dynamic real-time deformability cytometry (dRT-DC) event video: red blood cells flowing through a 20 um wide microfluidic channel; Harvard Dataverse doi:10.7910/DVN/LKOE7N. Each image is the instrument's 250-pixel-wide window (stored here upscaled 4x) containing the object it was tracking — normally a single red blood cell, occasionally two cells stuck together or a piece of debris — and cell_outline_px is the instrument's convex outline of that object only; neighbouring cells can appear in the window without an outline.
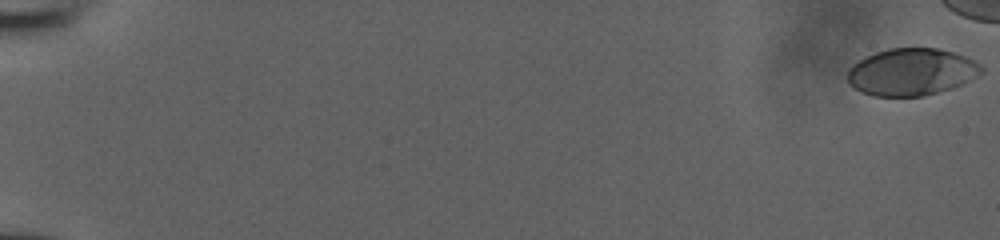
{"species": "human", "species_latin": "Homo sapiens", "temperature_condition": "room temperature", "stored_images_in_passage": 48, "camera_frame_rate_fps": 3000, "um_per_image_px": 0.085, "donor": {"sex": "male"}, "frame": {"image": 1, "passage_image": 1, "time_ms": 0.0, "image_size_px": [1000, 240], "cell_outline_px": [[984, 72], [952, 88], [924, 96], [872, 96], [860, 92], [848, 84], [848, 68], [852, 64], [876, 52], [888, 48], [936, 48], [952, 52], [964, 56], [980, 64], [984, 68]], "centroid_in_image_um": [77.45, 6.12], "position_along_channel_um": 7.6, "area_um2": 36.7}}
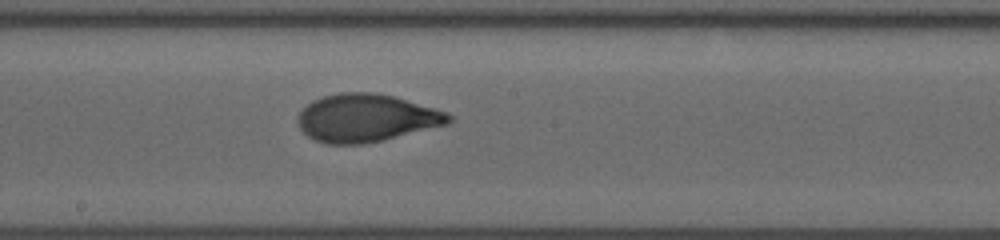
{"frame": {"image": 2, "passage_image": 32, "time_ms": 10.333, "image_size_px": [1000, 240], "cell_outline_px": [[452, 120], [448, 124], [380, 140], [360, 144], [328, 144], [316, 140], [308, 136], [300, 128], [296, 120], [300, 112], [312, 100], [324, 96], [340, 92], [376, 92], [392, 96], [448, 112], [452, 116]], "centroid_in_image_um": [31.11, 10.02], "position_along_channel_um": 217.1, "area_um2": 41.62}}
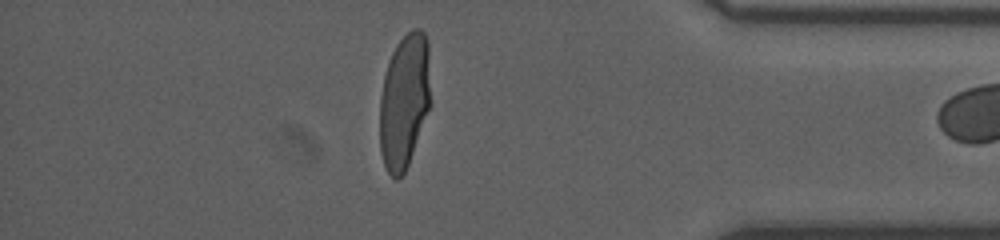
{"frame": {"image": 3, "passage_image": 47, "time_ms": 15.333, "image_size_px": [1000, 240], "cell_outline_px": [[432, 104], [408, 164], [404, 172], [396, 180], [388, 172], [384, 164], [380, 152], [380, 96], [384, 76], [388, 60], [396, 44], [412, 28], [420, 28], [424, 32], [428, 40]], "centroid_in_image_um": [34.4, 8.55], "position_along_channel_um": 400.8, "area_um2": 40.63}}